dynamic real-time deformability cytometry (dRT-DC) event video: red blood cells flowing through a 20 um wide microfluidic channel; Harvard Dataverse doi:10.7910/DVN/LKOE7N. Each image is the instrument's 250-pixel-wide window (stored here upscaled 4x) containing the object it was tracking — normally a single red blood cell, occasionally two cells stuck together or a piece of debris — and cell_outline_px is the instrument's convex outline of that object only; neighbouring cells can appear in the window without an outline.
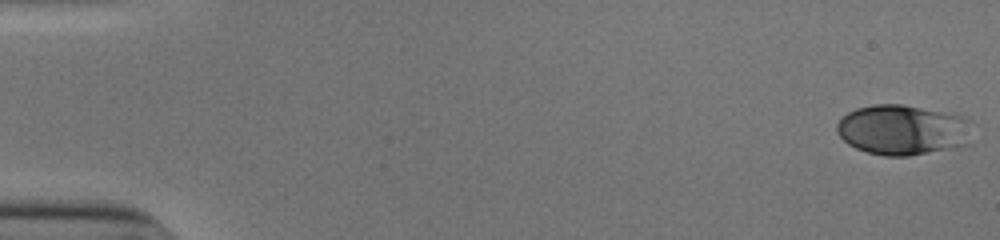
{"species": "human", "species_latin": "Homo sapiens", "temperature_condition": "cold", "stored_images_in_passage": 53, "camera_frame_rate_fps": 3000, "um_per_image_px": 0.085, "donor": {"sex": "male"}, "frame": {"image": 1, "passage_image": 1, "time_ms": 0.0, "image_size_px": [1000, 240], "cell_outline_px": [[976, 124], [972, 144], [956, 148], [908, 156], [884, 156], [868, 152], [856, 148], [848, 144], [836, 132], [836, 124], [848, 112], [856, 108], [872, 104], [900, 104], [964, 116], [972, 120]], "centroid_in_image_um": [76.85, 11.05], "position_along_channel_um": 8.1, "area_um2": 40.63}}
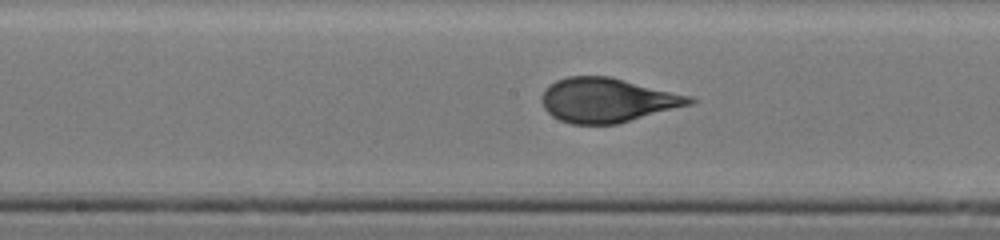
{"frame": {"image": 2, "passage_image": 28, "time_ms": 9.0, "image_size_px": [1000, 240], "cell_outline_px": [[696, 100], [692, 104], [616, 124], [572, 124], [560, 120], [552, 116], [544, 108], [540, 100], [540, 96], [544, 88], [548, 84], [556, 80], [568, 76], [608, 76], [692, 96]], "centroid_in_image_um": [51.57, 8.51], "position_along_channel_um": 196.6, "area_um2": 38.21}}
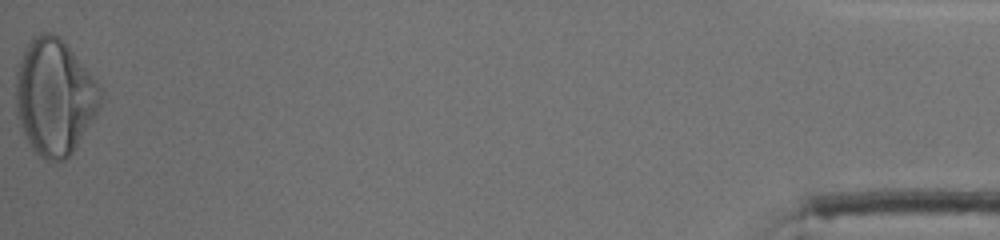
{"frame": {"image": 3, "passage_image": 53, "time_ms": 17.333, "image_size_px": [1000, 240], "cell_outline_px": [[104, 96], [96, 112], [72, 152], [64, 160], [44, 160], [32, 148], [16, 116], [16, 72], [24, 48], [32, 36], [44, 32], [52, 32], [60, 36], [96, 80], [104, 92]], "centroid_in_image_um": [4.62, 8.19], "position_along_channel_um": 430.6, "area_um2": 56.93}, "authors_computed_cell_mechanics": {"area_um2": 38.3792, "velocity_mm_per_s": 3.9101, "shape_relaxation_time_tau1_ms": 6.0416, "shape_relaxation_time_tau2_ms": null, "deformation_change_tau1": 0.2169, "deformation_change_tau2": null}}